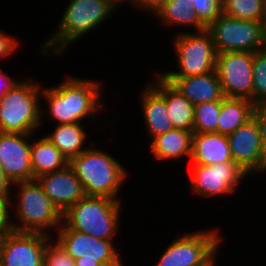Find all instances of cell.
<instances>
[{"instance_id": "cell-28", "label": "cell", "mask_w": 266, "mask_h": 266, "mask_svg": "<svg viewBox=\"0 0 266 266\" xmlns=\"http://www.w3.org/2000/svg\"><path fill=\"white\" fill-rule=\"evenodd\" d=\"M252 74L253 103H266V48L254 52Z\"/></svg>"}, {"instance_id": "cell-15", "label": "cell", "mask_w": 266, "mask_h": 266, "mask_svg": "<svg viewBox=\"0 0 266 266\" xmlns=\"http://www.w3.org/2000/svg\"><path fill=\"white\" fill-rule=\"evenodd\" d=\"M31 135L0 132V167L12 184L33 180Z\"/></svg>"}, {"instance_id": "cell-16", "label": "cell", "mask_w": 266, "mask_h": 266, "mask_svg": "<svg viewBox=\"0 0 266 266\" xmlns=\"http://www.w3.org/2000/svg\"><path fill=\"white\" fill-rule=\"evenodd\" d=\"M35 180L62 214L85 196L81 182L69 165Z\"/></svg>"}, {"instance_id": "cell-5", "label": "cell", "mask_w": 266, "mask_h": 266, "mask_svg": "<svg viewBox=\"0 0 266 266\" xmlns=\"http://www.w3.org/2000/svg\"><path fill=\"white\" fill-rule=\"evenodd\" d=\"M121 201L102 196H84L63 213L70 229L95 238L113 240L119 228Z\"/></svg>"}, {"instance_id": "cell-36", "label": "cell", "mask_w": 266, "mask_h": 266, "mask_svg": "<svg viewBox=\"0 0 266 266\" xmlns=\"http://www.w3.org/2000/svg\"><path fill=\"white\" fill-rule=\"evenodd\" d=\"M0 68V99L3 97V95L9 91L15 84L18 83L14 79L12 80L11 77H9L6 72H2Z\"/></svg>"}, {"instance_id": "cell-6", "label": "cell", "mask_w": 266, "mask_h": 266, "mask_svg": "<svg viewBox=\"0 0 266 266\" xmlns=\"http://www.w3.org/2000/svg\"><path fill=\"white\" fill-rule=\"evenodd\" d=\"M18 188L16 217L18 223H11L18 232H38L49 234L47 230L60 228L63 214L51 202L36 180L13 183Z\"/></svg>"}, {"instance_id": "cell-37", "label": "cell", "mask_w": 266, "mask_h": 266, "mask_svg": "<svg viewBox=\"0 0 266 266\" xmlns=\"http://www.w3.org/2000/svg\"><path fill=\"white\" fill-rule=\"evenodd\" d=\"M75 266H104L101 262L95 259L81 258L75 259Z\"/></svg>"}, {"instance_id": "cell-39", "label": "cell", "mask_w": 266, "mask_h": 266, "mask_svg": "<svg viewBox=\"0 0 266 266\" xmlns=\"http://www.w3.org/2000/svg\"><path fill=\"white\" fill-rule=\"evenodd\" d=\"M116 5H118V3H120L121 1H125V0H112ZM130 3H132L133 5L135 4V0H129Z\"/></svg>"}, {"instance_id": "cell-10", "label": "cell", "mask_w": 266, "mask_h": 266, "mask_svg": "<svg viewBox=\"0 0 266 266\" xmlns=\"http://www.w3.org/2000/svg\"><path fill=\"white\" fill-rule=\"evenodd\" d=\"M254 52L218 53L215 70L227 98H245L253 102Z\"/></svg>"}, {"instance_id": "cell-4", "label": "cell", "mask_w": 266, "mask_h": 266, "mask_svg": "<svg viewBox=\"0 0 266 266\" xmlns=\"http://www.w3.org/2000/svg\"><path fill=\"white\" fill-rule=\"evenodd\" d=\"M33 80L20 81L0 99V132L33 134L42 125V88Z\"/></svg>"}, {"instance_id": "cell-9", "label": "cell", "mask_w": 266, "mask_h": 266, "mask_svg": "<svg viewBox=\"0 0 266 266\" xmlns=\"http://www.w3.org/2000/svg\"><path fill=\"white\" fill-rule=\"evenodd\" d=\"M218 53L255 52L266 48L263 21L231 18L223 13L207 28Z\"/></svg>"}, {"instance_id": "cell-26", "label": "cell", "mask_w": 266, "mask_h": 266, "mask_svg": "<svg viewBox=\"0 0 266 266\" xmlns=\"http://www.w3.org/2000/svg\"><path fill=\"white\" fill-rule=\"evenodd\" d=\"M266 0H222V13L231 18L263 21Z\"/></svg>"}, {"instance_id": "cell-24", "label": "cell", "mask_w": 266, "mask_h": 266, "mask_svg": "<svg viewBox=\"0 0 266 266\" xmlns=\"http://www.w3.org/2000/svg\"><path fill=\"white\" fill-rule=\"evenodd\" d=\"M82 123L58 124L55 131L45 137L53 143L68 161L77 157L88 147L84 148L83 144L86 139Z\"/></svg>"}, {"instance_id": "cell-35", "label": "cell", "mask_w": 266, "mask_h": 266, "mask_svg": "<svg viewBox=\"0 0 266 266\" xmlns=\"http://www.w3.org/2000/svg\"><path fill=\"white\" fill-rule=\"evenodd\" d=\"M168 0H135L136 8H142L143 10L150 11L151 13H155L163 4H165Z\"/></svg>"}, {"instance_id": "cell-29", "label": "cell", "mask_w": 266, "mask_h": 266, "mask_svg": "<svg viewBox=\"0 0 266 266\" xmlns=\"http://www.w3.org/2000/svg\"><path fill=\"white\" fill-rule=\"evenodd\" d=\"M199 21L208 28L222 14V0H189Z\"/></svg>"}, {"instance_id": "cell-31", "label": "cell", "mask_w": 266, "mask_h": 266, "mask_svg": "<svg viewBox=\"0 0 266 266\" xmlns=\"http://www.w3.org/2000/svg\"><path fill=\"white\" fill-rule=\"evenodd\" d=\"M253 117L258 123L262 139V147L266 154V103L256 104L254 106Z\"/></svg>"}, {"instance_id": "cell-7", "label": "cell", "mask_w": 266, "mask_h": 266, "mask_svg": "<svg viewBox=\"0 0 266 266\" xmlns=\"http://www.w3.org/2000/svg\"><path fill=\"white\" fill-rule=\"evenodd\" d=\"M179 72H162V77H188L215 71L217 52L210 32H182L174 36Z\"/></svg>"}, {"instance_id": "cell-30", "label": "cell", "mask_w": 266, "mask_h": 266, "mask_svg": "<svg viewBox=\"0 0 266 266\" xmlns=\"http://www.w3.org/2000/svg\"><path fill=\"white\" fill-rule=\"evenodd\" d=\"M44 266H75V261L57 241L54 244L48 241L45 249Z\"/></svg>"}, {"instance_id": "cell-3", "label": "cell", "mask_w": 266, "mask_h": 266, "mask_svg": "<svg viewBox=\"0 0 266 266\" xmlns=\"http://www.w3.org/2000/svg\"><path fill=\"white\" fill-rule=\"evenodd\" d=\"M67 6L56 32L41 47L45 55L49 53L48 48L62 55L64 49L107 20L118 8L112 0H70Z\"/></svg>"}, {"instance_id": "cell-14", "label": "cell", "mask_w": 266, "mask_h": 266, "mask_svg": "<svg viewBox=\"0 0 266 266\" xmlns=\"http://www.w3.org/2000/svg\"><path fill=\"white\" fill-rule=\"evenodd\" d=\"M233 161L248 174L266 171V154L254 117L227 135Z\"/></svg>"}, {"instance_id": "cell-25", "label": "cell", "mask_w": 266, "mask_h": 266, "mask_svg": "<svg viewBox=\"0 0 266 266\" xmlns=\"http://www.w3.org/2000/svg\"><path fill=\"white\" fill-rule=\"evenodd\" d=\"M155 14L166 24L192 26L197 32L207 29L199 21L196 12L192 9V2L189 0H168L155 11Z\"/></svg>"}, {"instance_id": "cell-18", "label": "cell", "mask_w": 266, "mask_h": 266, "mask_svg": "<svg viewBox=\"0 0 266 266\" xmlns=\"http://www.w3.org/2000/svg\"><path fill=\"white\" fill-rule=\"evenodd\" d=\"M190 161L196 165L234 162L227 135L218 132L194 133Z\"/></svg>"}, {"instance_id": "cell-23", "label": "cell", "mask_w": 266, "mask_h": 266, "mask_svg": "<svg viewBox=\"0 0 266 266\" xmlns=\"http://www.w3.org/2000/svg\"><path fill=\"white\" fill-rule=\"evenodd\" d=\"M255 104L245 98H227L221 101L218 133L229 135L253 117Z\"/></svg>"}, {"instance_id": "cell-38", "label": "cell", "mask_w": 266, "mask_h": 266, "mask_svg": "<svg viewBox=\"0 0 266 266\" xmlns=\"http://www.w3.org/2000/svg\"><path fill=\"white\" fill-rule=\"evenodd\" d=\"M263 34H264V40L266 44V12H265L264 20H263Z\"/></svg>"}, {"instance_id": "cell-21", "label": "cell", "mask_w": 266, "mask_h": 266, "mask_svg": "<svg viewBox=\"0 0 266 266\" xmlns=\"http://www.w3.org/2000/svg\"><path fill=\"white\" fill-rule=\"evenodd\" d=\"M193 131L172 129L152 139L150 149L157 160L176 159L187 155L191 159Z\"/></svg>"}, {"instance_id": "cell-13", "label": "cell", "mask_w": 266, "mask_h": 266, "mask_svg": "<svg viewBox=\"0 0 266 266\" xmlns=\"http://www.w3.org/2000/svg\"><path fill=\"white\" fill-rule=\"evenodd\" d=\"M58 230L56 241L73 260L83 256L95 259L104 266H123L113 240L95 238L87 233L70 229L64 225V222Z\"/></svg>"}, {"instance_id": "cell-1", "label": "cell", "mask_w": 266, "mask_h": 266, "mask_svg": "<svg viewBox=\"0 0 266 266\" xmlns=\"http://www.w3.org/2000/svg\"><path fill=\"white\" fill-rule=\"evenodd\" d=\"M42 92L49 106L48 113L58 124L81 123L89 116L93 120L95 111L104 107L99 101L100 84L89 79L68 76L58 86L42 89Z\"/></svg>"}, {"instance_id": "cell-33", "label": "cell", "mask_w": 266, "mask_h": 266, "mask_svg": "<svg viewBox=\"0 0 266 266\" xmlns=\"http://www.w3.org/2000/svg\"><path fill=\"white\" fill-rule=\"evenodd\" d=\"M9 205L10 202L0 201V236H3L13 230L11 226L12 222L9 220Z\"/></svg>"}, {"instance_id": "cell-27", "label": "cell", "mask_w": 266, "mask_h": 266, "mask_svg": "<svg viewBox=\"0 0 266 266\" xmlns=\"http://www.w3.org/2000/svg\"><path fill=\"white\" fill-rule=\"evenodd\" d=\"M221 101L205 102L194 106V133L218 132Z\"/></svg>"}, {"instance_id": "cell-19", "label": "cell", "mask_w": 266, "mask_h": 266, "mask_svg": "<svg viewBox=\"0 0 266 266\" xmlns=\"http://www.w3.org/2000/svg\"><path fill=\"white\" fill-rule=\"evenodd\" d=\"M156 75L155 84H150L164 97L173 127L193 131L194 105L159 73Z\"/></svg>"}, {"instance_id": "cell-12", "label": "cell", "mask_w": 266, "mask_h": 266, "mask_svg": "<svg viewBox=\"0 0 266 266\" xmlns=\"http://www.w3.org/2000/svg\"><path fill=\"white\" fill-rule=\"evenodd\" d=\"M192 165L190 175L192 189L205 198L219 194H231L240 181L249 175L235 162Z\"/></svg>"}, {"instance_id": "cell-17", "label": "cell", "mask_w": 266, "mask_h": 266, "mask_svg": "<svg viewBox=\"0 0 266 266\" xmlns=\"http://www.w3.org/2000/svg\"><path fill=\"white\" fill-rule=\"evenodd\" d=\"M194 106L205 102L222 101L225 96L216 70L188 77H163Z\"/></svg>"}, {"instance_id": "cell-20", "label": "cell", "mask_w": 266, "mask_h": 266, "mask_svg": "<svg viewBox=\"0 0 266 266\" xmlns=\"http://www.w3.org/2000/svg\"><path fill=\"white\" fill-rule=\"evenodd\" d=\"M141 95L143 116L152 139L174 129L164 97L151 84H148Z\"/></svg>"}, {"instance_id": "cell-2", "label": "cell", "mask_w": 266, "mask_h": 266, "mask_svg": "<svg viewBox=\"0 0 266 266\" xmlns=\"http://www.w3.org/2000/svg\"><path fill=\"white\" fill-rule=\"evenodd\" d=\"M86 196H102L122 201L118 197L127 171L113 156L102 150L88 148L69 160Z\"/></svg>"}, {"instance_id": "cell-32", "label": "cell", "mask_w": 266, "mask_h": 266, "mask_svg": "<svg viewBox=\"0 0 266 266\" xmlns=\"http://www.w3.org/2000/svg\"><path fill=\"white\" fill-rule=\"evenodd\" d=\"M18 41L0 31V57H8L17 50Z\"/></svg>"}, {"instance_id": "cell-11", "label": "cell", "mask_w": 266, "mask_h": 266, "mask_svg": "<svg viewBox=\"0 0 266 266\" xmlns=\"http://www.w3.org/2000/svg\"><path fill=\"white\" fill-rule=\"evenodd\" d=\"M46 233L10 231L0 236V266H44Z\"/></svg>"}, {"instance_id": "cell-8", "label": "cell", "mask_w": 266, "mask_h": 266, "mask_svg": "<svg viewBox=\"0 0 266 266\" xmlns=\"http://www.w3.org/2000/svg\"><path fill=\"white\" fill-rule=\"evenodd\" d=\"M214 230H199L177 238L166 248L156 266H216L221 238L219 231Z\"/></svg>"}, {"instance_id": "cell-34", "label": "cell", "mask_w": 266, "mask_h": 266, "mask_svg": "<svg viewBox=\"0 0 266 266\" xmlns=\"http://www.w3.org/2000/svg\"><path fill=\"white\" fill-rule=\"evenodd\" d=\"M13 184L10 180L6 177L0 167V201H7L10 202V207L13 206L12 196H10L11 186Z\"/></svg>"}, {"instance_id": "cell-22", "label": "cell", "mask_w": 266, "mask_h": 266, "mask_svg": "<svg viewBox=\"0 0 266 266\" xmlns=\"http://www.w3.org/2000/svg\"><path fill=\"white\" fill-rule=\"evenodd\" d=\"M30 162L33 180L45 174L61 170L69 163L61 151L45 136L31 143Z\"/></svg>"}]
</instances>
